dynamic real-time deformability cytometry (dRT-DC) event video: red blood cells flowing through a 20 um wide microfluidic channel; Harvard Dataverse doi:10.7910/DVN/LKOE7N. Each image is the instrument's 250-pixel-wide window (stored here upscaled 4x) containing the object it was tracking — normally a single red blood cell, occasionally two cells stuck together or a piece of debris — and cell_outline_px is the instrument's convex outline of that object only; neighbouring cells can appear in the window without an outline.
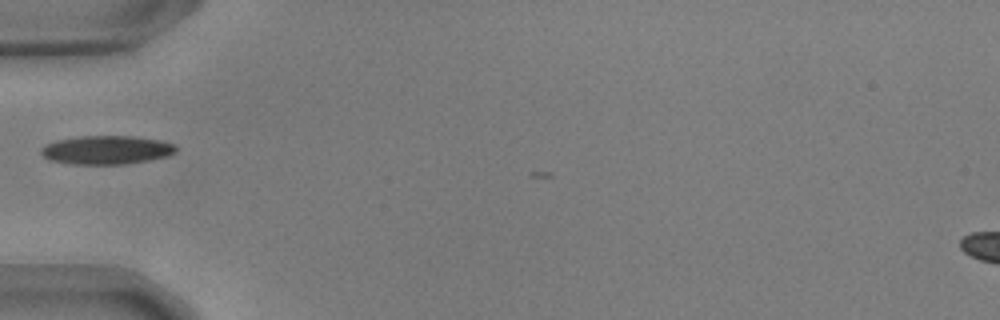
{"species": "common noctule bat (a hibernating species)", "species_latin": "Nyctalus noctula", "temperature_condition": "warm", "stored_images_in_passage": 2, "camera_frame_rate_fps": 3000, "um_per_image_px": 0.085, "animal": {"sex": "male", "body_mass_g": 17.9, "forearm_length_mm": 54.2}, "frame": {"image": 1, "passage_image": 1, "time_ms": 0.0, "image_size_px": [1000, 320], "cell_outline_px": [[176, 152], [168, 156], [148, 160], [124, 164], [68, 164], [48, 160], [40, 152], [40, 148], [44, 144], [56, 140], [80, 136], [136, 136], [160, 140], [176, 144]], "centroid_in_image_um": [9.03, 12.74], "position_along_channel_um": 76.0, "area_um2": 22.77}}